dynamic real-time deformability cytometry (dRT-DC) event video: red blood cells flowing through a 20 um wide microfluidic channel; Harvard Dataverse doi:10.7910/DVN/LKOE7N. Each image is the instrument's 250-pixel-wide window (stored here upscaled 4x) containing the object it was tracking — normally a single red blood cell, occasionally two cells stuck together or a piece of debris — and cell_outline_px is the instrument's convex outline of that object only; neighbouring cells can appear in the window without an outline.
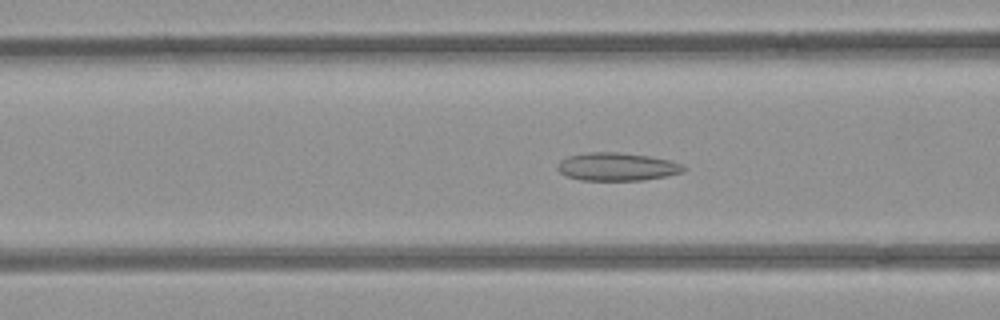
{"species": "common noctule bat (a hibernating species)", "species_latin": "Nyctalus noctula", "temperature_condition": "room temperature", "stored_images_in_passage": 53, "camera_frame_rate_fps": 3000, "um_per_image_px": 0.085, "animal": {"sex": "female", "body_mass_g": 21.9}, "frame": {"image": 1, "passage_image": 20, "time_ms": 6.333, "image_size_px": [1000, 320], "cell_outline_px": [[688, 168], [684, 172], [644, 180], [580, 180], [568, 176], [560, 172], [556, 168], [556, 164], [560, 160], [568, 156], [588, 152], [616, 152], [648, 156], [672, 160], [684, 164]], "centroid_in_image_um": [52.47, 14.17], "position_along_channel_um": 114.1, "area_um2": 20.75}}
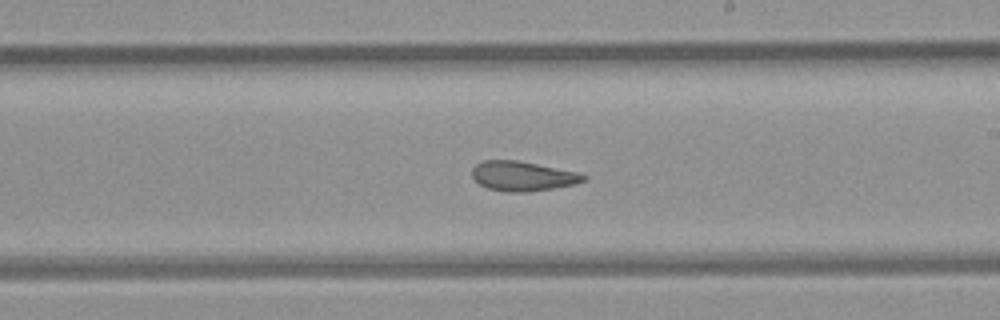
{"frame": {"image": 2, "passage_image": 30, "time_ms": 9.667, "image_size_px": [1000, 320], "cell_outline_px": [[588, 180], [572, 184], [552, 188], [528, 192], [508, 192], [488, 188], [480, 184], [472, 176], [472, 168], [476, 164], [484, 160], [516, 160], [576, 172], [588, 176]], "centroid_in_image_um": [44.41, 14.97], "position_along_channel_um": 244.6, "area_um2": 19.02}}
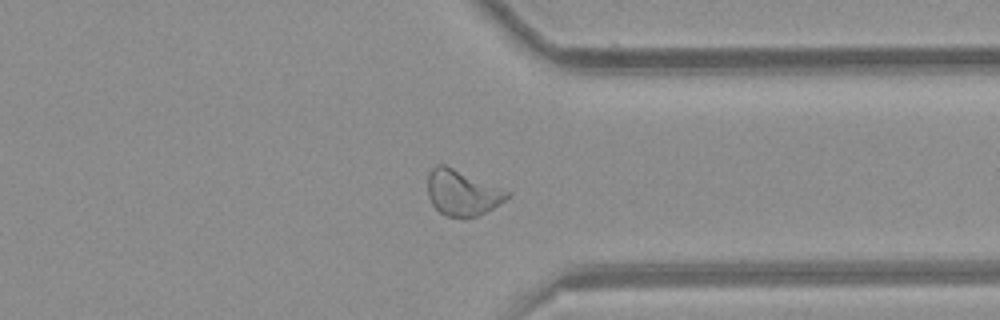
{"frame": {"image": 3, "passage_image": 40, "time_ms": 13.0, "image_size_px": [1000, 320], "cell_outline_px": [[512, 196], [492, 208], [476, 216], [444, 216], [432, 204], [428, 196], [428, 172], [436, 164], [444, 164], [512, 192]], "centroid_in_image_um": [39.29, 16.36], "position_along_channel_um": 372.1, "area_um2": 20.98}, "authors_computed_cell_mechanics": {"area_um2": 21.964, "velocity_mm_per_s": 3.9037, "shape_relaxation_time_tau1_ms": null, "shape_relaxation_time_tau2_ms": 2.6054, "deformation_change_tau1": null, "deformation_change_tau2": 0.0948}}